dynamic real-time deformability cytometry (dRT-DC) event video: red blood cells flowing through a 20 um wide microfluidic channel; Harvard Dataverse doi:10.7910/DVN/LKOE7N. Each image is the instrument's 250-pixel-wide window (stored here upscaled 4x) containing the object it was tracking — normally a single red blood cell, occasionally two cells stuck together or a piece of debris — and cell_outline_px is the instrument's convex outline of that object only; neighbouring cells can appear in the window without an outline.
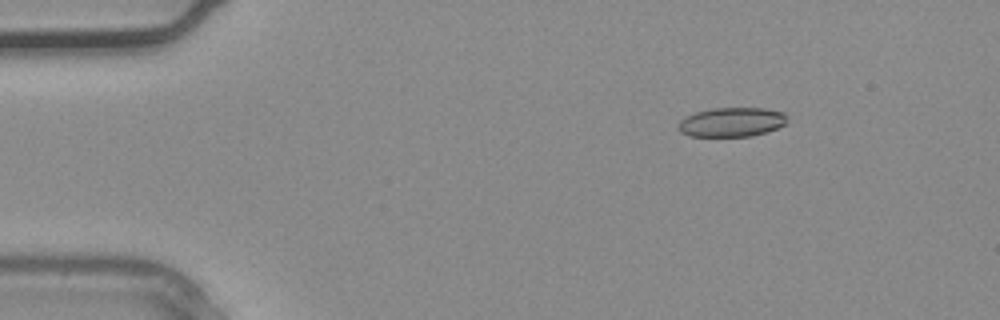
{"species": "common noctule bat (a hibernating species)", "species_latin": "Nyctalus noctula", "temperature_condition": "warm", "stored_images_in_passage": 11, "camera_frame_rate_fps": 3000, "um_per_image_px": 0.085, "animal": {"sex": "male", "body_mass_g": 20.4}, "frame": {"image": 1, "passage_image": 5, "time_ms": 1.333, "image_size_px": [1000, 320], "cell_outline_px": [[788, 116], [784, 124], [776, 128], [752, 136], [688, 136], [680, 132], [676, 128], [676, 124], [684, 116], [696, 112], [712, 108], [764, 108], [784, 112]], "centroid_in_image_um": [62.13, 10.37], "position_along_channel_um": 22.9, "area_um2": 18.73}}